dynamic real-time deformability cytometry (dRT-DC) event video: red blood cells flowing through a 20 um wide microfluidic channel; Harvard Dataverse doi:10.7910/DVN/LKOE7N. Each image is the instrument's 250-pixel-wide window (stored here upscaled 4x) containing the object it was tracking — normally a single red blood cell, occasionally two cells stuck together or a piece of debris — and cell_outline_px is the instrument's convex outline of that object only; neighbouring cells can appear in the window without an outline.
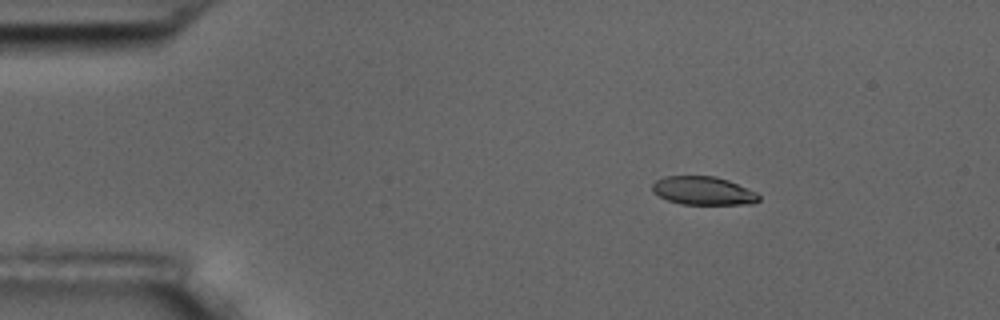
{"species": "common noctule bat (a hibernating species)", "species_latin": "Nyctalus noctula", "temperature_condition": "room temperature", "stored_images_in_passage": 15, "camera_frame_rate_fps": 3000, "um_per_image_px": 0.085, "animal": {"sex": "male", "body_mass_g": 17.5, "forearm_length_mm": 52.3}, "frame": {"image": 1, "passage_image": 3, "time_ms": 2.333, "image_size_px": [1000, 320], "cell_outline_px": [[760, 200], [752, 204], [680, 204], [668, 200], [652, 192], [652, 184], [656, 180], [664, 176], [716, 176], [728, 180], [756, 192], [760, 196]], "centroid_in_image_um": [59.77, 16.21], "position_along_channel_um": 25.2, "area_um2": 17.63}}
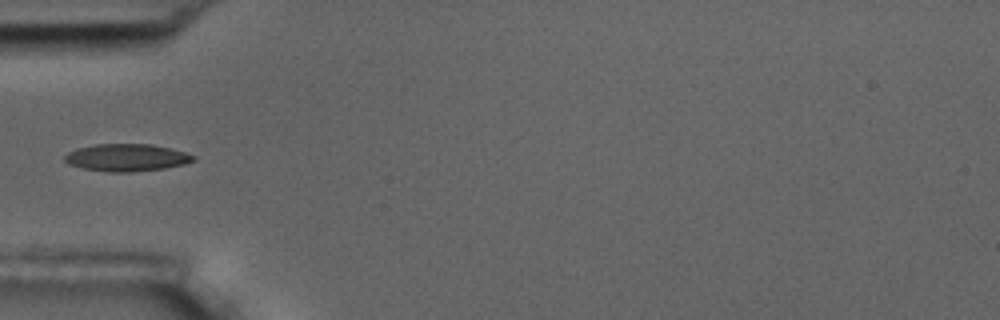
{"frame": {"image": 2, "passage_image": 5, "time_ms": 5.667, "image_size_px": [1000, 320], "cell_outline_px": [[196, 160], [184, 164], [164, 168], [132, 172], [108, 172], [84, 168], [68, 164], [64, 160], [64, 156], [68, 152], [76, 148], [96, 144], [152, 144], [184, 152], [196, 156]], "centroid_in_image_um": [10.75, 13.39], "position_along_channel_um": 74.3, "area_um2": 20.46}}
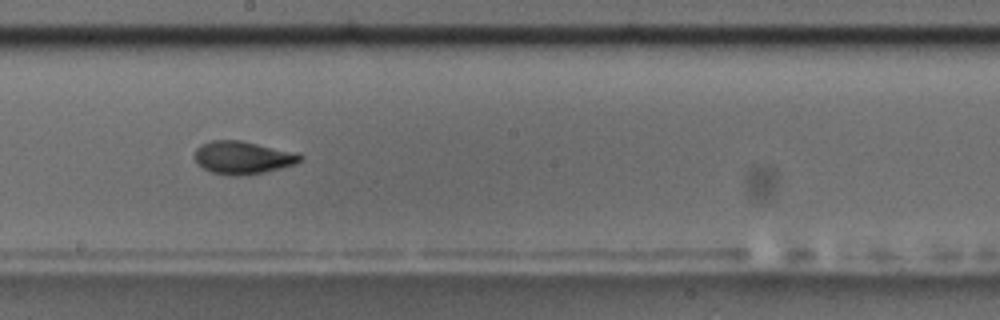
{"frame": {"image": 3, "passage_image": 9, "time_ms": 10.0, "image_size_px": [1000, 320], "cell_outline_px": [[304, 156], [296, 164], [264, 172], [236, 176], [232, 176], [212, 172], [204, 168], [196, 160], [196, 148], [200, 144], [212, 140], [240, 140], [292, 152]], "centroid_in_image_um": [20.62, 13.39], "position_along_channel_um": 227.6, "area_um2": 19.77}, "authors_computed_cell_mechanics": {"area_um2": 19.4786, "velocity_mm_per_s": 3.5498, "shape_relaxation_time_tau1_ms": 4.9147, "shape_relaxation_time_tau2_ms": 1.2507, "deformation_change_tau1": 0.1483, "deformation_change_tau2": 0.0664}}